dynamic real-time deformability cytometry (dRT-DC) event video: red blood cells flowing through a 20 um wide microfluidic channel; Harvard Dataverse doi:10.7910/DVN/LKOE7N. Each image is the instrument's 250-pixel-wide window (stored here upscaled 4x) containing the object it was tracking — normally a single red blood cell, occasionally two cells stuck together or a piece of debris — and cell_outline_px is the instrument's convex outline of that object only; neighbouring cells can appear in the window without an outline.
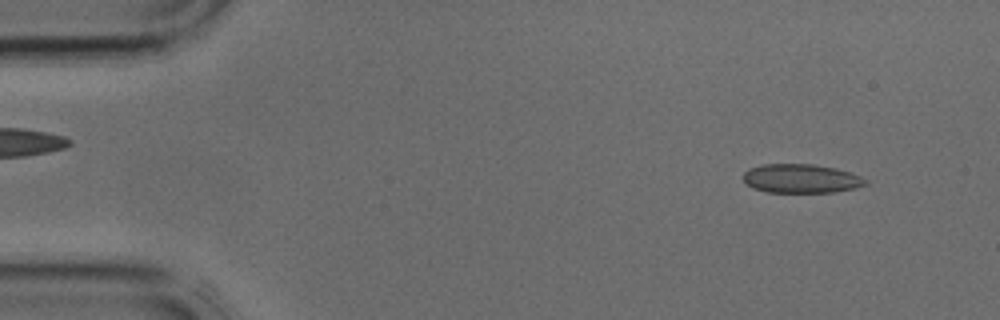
{"species": "common noctule bat (a hibernating species)", "species_latin": "Nyctalus noctula", "temperature_condition": "cold", "stored_images_in_passage": 3, "camera_frame_rate_fps": 3000, "um_per_image_px": 0.085, "animal": {"sex": "male", "body_mass_g": 17.9, "forearm_length_mm": 54.2}, "frame": {"image": 1, "passage_image": 1, "time_ms": 0.0, "image_size_px": [1000, 320], "cell_outline_px": [[868, 184], [856, 188], [832, 192], [768, 192], [752, 188], [744, 180], [744, 172], [748, 168], [764, 164], [812, 164], [836, 168], [860, 176], [868, 180]], "centroid_in_image_um": [68.1, 15.17], "position_along_channel_um": 16.9, "area_um2": 20.58}}
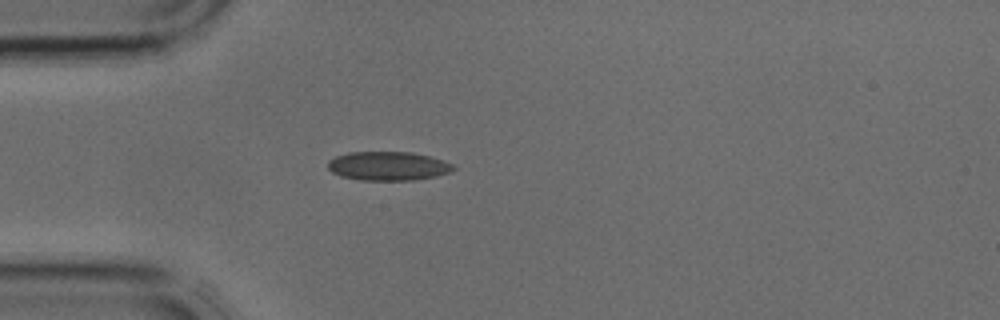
{"frame": {"image": 2, "passage_image": 3, "time_ms": 0.667, "image_size_px": [1000, 320], "cell_outline_px": [[456, 168], [448, 172], [436, 176], [412, 180], [360, 180], [340, 176], [332, 172], [328, 168], [328, 160], [336, 156], [348, 152], [412, 152], [444, 160], [452, 164]], "centroid_in_image_um": [32.96, 14.11], "position_along_channel_um": 52.0, "area_um2": 21.1}}